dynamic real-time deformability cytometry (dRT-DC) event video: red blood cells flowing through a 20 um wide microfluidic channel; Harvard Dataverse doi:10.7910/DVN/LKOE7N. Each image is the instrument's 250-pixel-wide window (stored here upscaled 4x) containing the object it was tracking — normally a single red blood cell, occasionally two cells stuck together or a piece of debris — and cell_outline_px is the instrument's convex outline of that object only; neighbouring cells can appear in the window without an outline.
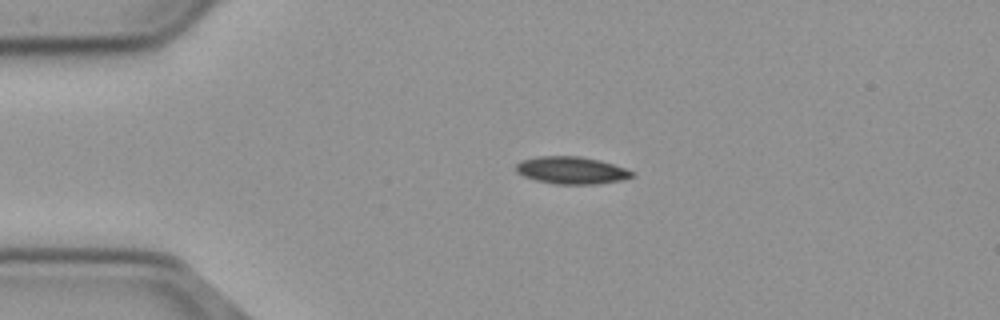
{"species": "common noctule bat (a hibernating species)", "species_latin": "Nyctalus noctula", "temperature_condition": "cold", "stored_images_in_passage": 44, "camera_frame_rate_fps": 3000, "um_per_image_px": 0.085, "animal": {"sex": "male", "body_mass_g": 23.1, "forearm_length_mm": 52.7}, "frame": {"image": 1, "passage_image": 1, "time_ms": 0.0, "image_size_px": [1000, 320], "cell_outline_px": [[632, 176], [620, 180], [596, 184], [556, 184], [536, 180], [524, 176], [516, 172], [516, 164], [524, 160], [536, 156], [580, 156], [600, 160], [624, 168], [632, 172]], "centroid_in_image_um": [48.53, 14.47], "position_along_channel_um": 36.5, "area_um2": 18.21}}
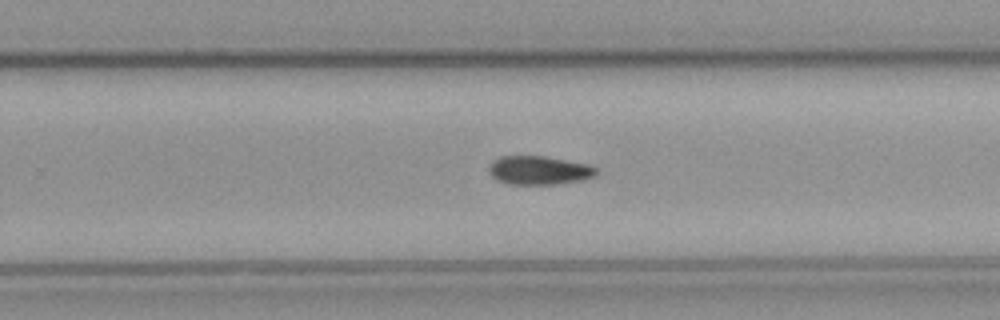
{"frame": {"image": 2, "passage_image": 24, "time_ms": 7.667, "image_size_px": [1000, 320], "cell_outline_px": [[596, 176], [584, 180], [556, 184], [508, 184], [496, 180], [492, 176], [488, 168], [492, 160], [500, 156], [544, 156], [588, 164], [596, 168]], "centroid_in_image_um": [45.81, 14.48], "position_along_channel_um": 284.0, "area_um2": 18.03}}
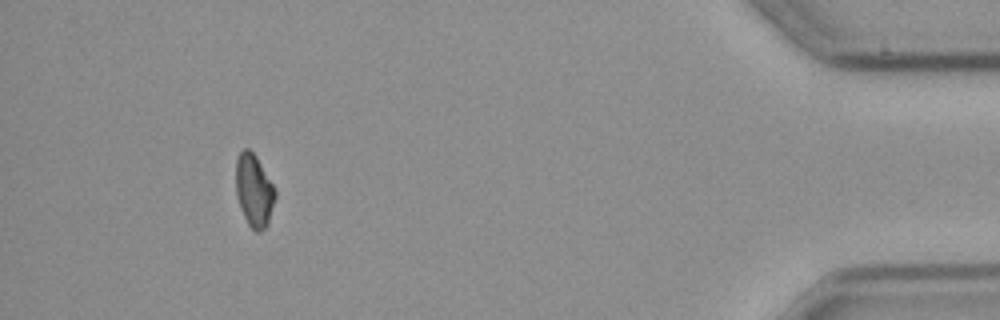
{"frame": {"image": 3, "passage_image": 40, "time_ms": 13.0, "image_size_px": [1000, 320], "cell_outline_px": [[276, 196], [268, 224], [260, 232], [256, 232], [248, 224], [240, 208], [236, 192], [236, 160], [240, 152], [244, 148], [248, 148], [256, 156], [272, 184], [276, 192]], "centroid_in_image_um": [21.59, 16.2], "position_along_channel_um": 413.6, "area_um2": 16.47}, "authors_computed_cell_mechanics": {"area_um2": 18.0914, "velocity_mm_per_s": 3.6894, "shape_relaxation_time_tau1_ms": 9.9545, "shape_relaxation_time_tau2_ms": null, "deformation_change_tau1": 0.1357, "deformation_change_tau2": null}}